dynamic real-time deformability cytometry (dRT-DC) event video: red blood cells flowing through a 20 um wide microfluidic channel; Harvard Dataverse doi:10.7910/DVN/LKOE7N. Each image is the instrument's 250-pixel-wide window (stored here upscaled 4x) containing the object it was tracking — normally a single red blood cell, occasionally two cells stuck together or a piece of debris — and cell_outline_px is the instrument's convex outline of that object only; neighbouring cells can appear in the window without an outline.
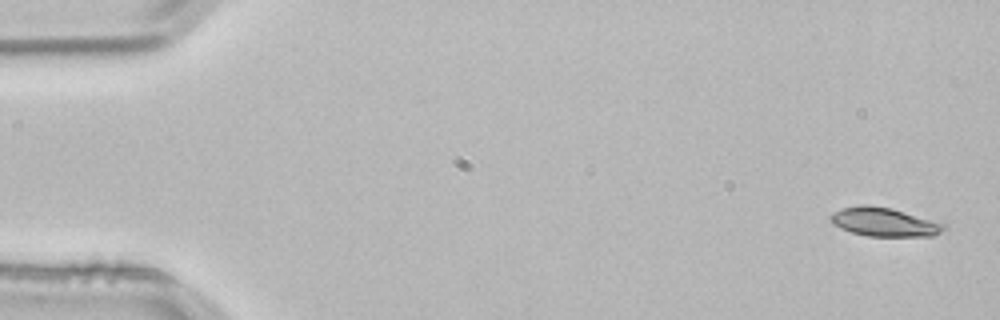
{"species": "common noctule bat (a hibernating species)", "species_latin": "Nyctalus noctula", "temperature_condition": "room temperature", "stored_images_in_passage": 3, "camera_frame_rate_fps": 3000, "um_per_image_px": 0.085, "animal": {"sex": "male", "body_mass_g": 21.5, "forearm_length_mm": 52.0}, "frame": {"image": 1, "passage_image": 1, "time_ms": 0.0, "image_size_px": [1000, 320], "cell_outline_px": [[948, 228], [932, 236], [868, 236], [852, 232], [840, 228], [832, 224], [828, 216], [832, 212], [840, 208], [864, 204], [868, 204], [892, 208], [944, 224]], "centroid_in_image_um": [75.09, 18.86], "position_along_channel_um": 9.9, "area_um2": 19.02}}